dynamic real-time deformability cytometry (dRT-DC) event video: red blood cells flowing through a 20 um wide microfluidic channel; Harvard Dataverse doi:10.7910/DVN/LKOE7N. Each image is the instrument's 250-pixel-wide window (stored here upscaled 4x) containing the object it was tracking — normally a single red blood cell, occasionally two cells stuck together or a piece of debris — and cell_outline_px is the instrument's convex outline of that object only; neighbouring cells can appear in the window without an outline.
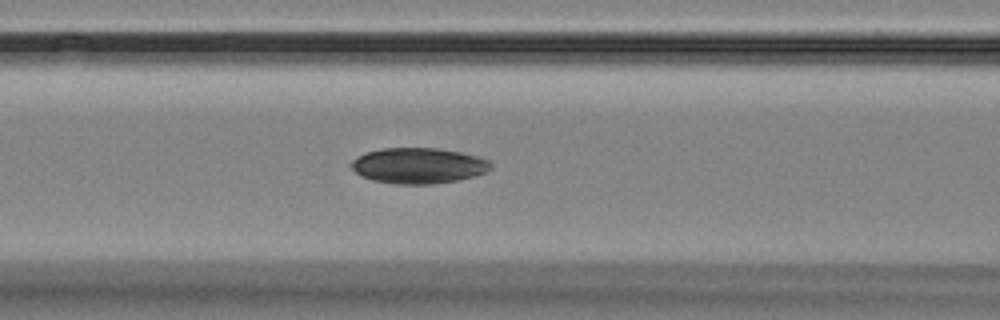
{"species": "Egyptian fruit bat (a non-hibernating species)", "species_latin": "Rousettus aegyptiacus", "temperature_condition": "room temperature", "stored_images_in_passage": 4, "camera_frame_rate_fps": 3000, "um_per_image_px": 0.085, "animal": {"sex": "female"}, "frame": {"image": 1, "passage_image": 4, "time_ms": 3.333, "image_size_px": [1000, 320], "cell_outline_px": [[492, 168], [484, 172], [472, 176], [456, 180], [432, 184], [396, 184], [372, 180], [360, 176], [348, 164], [352, 160], [368, 152], [380, 148], [436, 148], [460, 152], [476, 156], [488, 160], [492, 164]], "centroid_in_image_um": [35.53, 14.08], "position_along_channel_um": 131.1, "area_um2": 28.84}}